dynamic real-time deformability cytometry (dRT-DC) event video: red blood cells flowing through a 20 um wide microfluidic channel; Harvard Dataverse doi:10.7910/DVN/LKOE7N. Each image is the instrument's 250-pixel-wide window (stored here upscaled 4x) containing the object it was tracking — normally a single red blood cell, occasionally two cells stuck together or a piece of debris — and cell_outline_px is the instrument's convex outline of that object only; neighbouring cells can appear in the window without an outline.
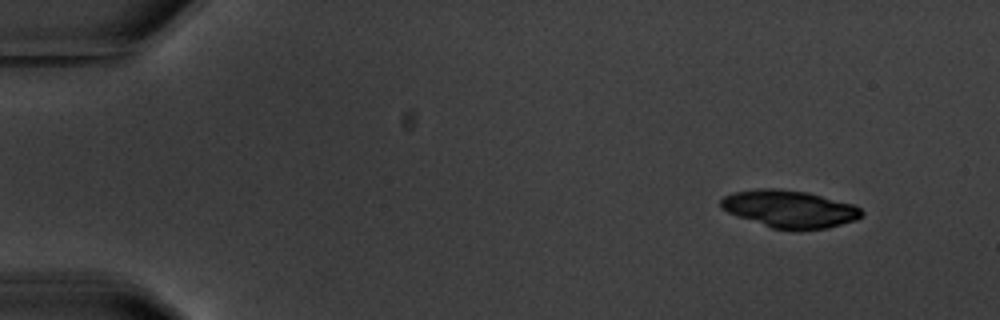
{"species": "common noctule bat (a hibernating species)", "species_latin": "Nyctalus noctula", "temperature_condition": "warm", "stored_images_in_passage": 4, "camera_frame_rate_fps": 3000, "um_per_image_px": 0.085, "animal": {"sex": "male", "body_mass_g": 20.1, "forearm_length_mm": 53.5}, "frame": {"image": 1, "passage_image": 1, "time_ms": 0.0, "image_size_px": [1000, 320], "cell_outline_px": [[864, 216], [856, 220], [828, 228], [800, 232], [796, 232], [772, 228], [736, 216], [720, 208], [720, 200], [724, 196], [732, 192], [756, 188], [780, 188], [808, 192], [852, 204], [860, 208], [864, 212]], "centroid_in_image_um": [67.11, 17.78], "position_along_channel_um": 17.9, "area_um2": 31.44}}